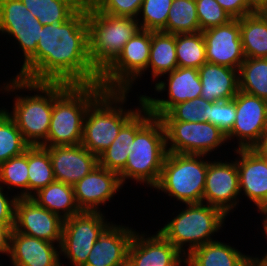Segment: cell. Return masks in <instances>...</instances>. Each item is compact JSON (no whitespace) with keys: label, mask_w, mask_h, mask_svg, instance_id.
<instances>
[{"label":"cell","mask_w":267,"mask_h":266,"mask_svg":"<svg viewBox=\"0 0 267 266\" xmlns=\"http://www.w3.org/2000/svg\"><path fill=\"white\" fill-rule=\"evenodd\" d=\"M238 79L240 91L267 100V58H245Z\"/></svg>","instance_id":"obj_32"},{"label":"cell","mask_w":267,"mask_h":266,"mask_svg":"<svg viewBox=\"0 0 267 266\" xmlns=\"http://www.w3.org/2000/svg\"><path fill=\"white\" fill-rule=\"evenodd\" d=\"M260 214H262V215H264L263 217V222H262V224H263V229H262V231H260V232H262V234H264L265 235V238H267V209H262V210H257ZM266 262H267V252L266 253H264V256L262 257Z\"/></svg>","instance_id":"obj_47"},{"label":"cell","mask_w":267,"mask_h":266,"mask_svg":"<svg viewBox=\"0 0 267 266\" xmlns=\"http://www.w3.org/2000/svg\"><path fill=\"white\" fill-rule=\"evenodd\" d=\"M12 77L2 85L0 84V91H3V94L14 92V104L10 112L5 107L2 108L14 120L24 140L30 146H41L47 139L50 126L53 110V83L31 82ZM21 90L31 93L34 91L36 94L19 95Z\"/></svg>","instance_id":"obj_3"},{"label":"cell","mask_w":267,"mask_h":266,"mask_svg":"<svg viewBox=\"0 0 267 266\" xmlns=\"http://www.w3.org/2000/svg\"><path fill=\"white\" fill-rule=\"evenodd\" d=\"M73 187L81 211H101L123 185L117 173L98 165Z\"/></svg>","instance_id":"obj_19"},{"label":"cell","mask_w":267,"mask_h":266,"mask_svg":"<svg viewBox=\"0 0 267 266\" xmlns=\"http://www.w3.org/2000/svg\"><path fill=\"white\" fill-rule=\"evenodd\" d=\"M200 31L195 0H173L164 33L186 34Z\"/></svg>","instance_id":"obj_33"},{"label":"cell","mask_w":267,"mask_h":266,"mask_svg":"<svg viewBox=\"0 0 267 266\" xmlns=\"http://www.w3.org/2000/svg\"><path fill=\"white\" fill-rule=\"evenodd\" d=\"M0 187L9 191L14 188L20 189L16 196L28 197V149L0 164Z\"/></svg>","instance_id":"obj_35"},{"label":"cell","mask_w":267,"mask_h":266,"mask_svg":"<svg viewBox=\"0 0 267 266\" xmlns=\"http://www.w3.org/2000/svg\"><path fill=\"white\" fill-rule=\"evenodd\" d=\"M6 193H4V188L0 187V225H14L15 205L18 197L16 193L14 196H8L7 191Z\"/></svg>","instance_id":"obj_42"},{"label":"cell","mask_w":267,"mask_h":266,"mask_svg":"<svg viewBox=\"0 0 267 266\" xmlns=\"http://www.w3.org/2000/svg\"><path fill=\"white\" fill-rule=\"evenodd\" d=\"M246 256L231 244L216 239L194 249L187 256V266H238Z\"/></svg>","instance_id":"obj_28"},{"label":"cell","mask_w":267,"mask_h":266,"mask_svg":"<svg viewBox=\"0 0 267 266\" xmlns=\"http://www.w3.org/2000/svg\"><path fill=\"white\" fill-rule=\"evenodd\" d=\"M56 181L74 185L98 166V157L81 144L45 147Z\"/></svg>","instance_id":"obj_21"},{"label":"cell","mask_w":267,"mask_h":266,"mask_svg":"<svg viewBox=\"0 0 267 266\" xmlns=\"http://www.w3.org/2000/svg\"><path fill=\"white\" fill-rule=\"evenodd\" d=\"M55 181L49 151L42 146L28 148V197Z\"/></svg>","instance_id":"obj_31"},{"label":"cell","mask_w":267,"mask_h":266,"mask_svg":"<svg viewBox=\"0 0 267 266\" xmlns=\"http://www.w3.org/2000/svg\"><path fill=\"white\" fill-rule=\"evenodd\" d=\"M236 117L233 99L208 104L207 122L217 126L226 135L232 130Z\"/></svg>","instance_id":"obj_40"},{"label":"cell","mask_w":267,"mask_h":266,"mask_svg":"<svg viewBox=\"0 0 267 266\" xmlns=\"http://www.w3.org/2000/svg\"><path fill=\"white\" fill-rule=\"evenodd\" d=\"M198 73L202 84L200 97L210 103L231 100L239 91L237 69L206 62Z\"/></svg>","instance_id":"obj_25"},{"label":"cell","mask_w":267,"mask_h":266,"mask_svg":"<svg viewBox=\"0 0 267 266\" xmlns=\"http://www.w3.org/2000/svg\"><path fill=\"white\" fill-rule=\"evenodd\" d=\"M63 222L59 215L41 207L30 197L16 201L13 228L16 232L61 245Z\"/></svg>","instance_id":"obj_16"},{"label":"cell","mask_w":267,"mask_h":266,"mask_svg":"<svg viewBox=\"0 0 267 266\" xmlns=\"http://www.w3.org/2000/svg\"><path fill=\"white\" fill-rule=\"evenodd\" d=\"M200 31L229 23L233 18L216 0H195Z\"/></svg>","instance_id":"obj_39"},{"label":"cell","mask_w":267,"mask_h":266,"mask_svg":"<svg viewBox=\"0 0 267 266\" xmlns=\"http://www.w3.org/2000/svg\"><path fill=\"white\" fill-rule=\"evenodd\" d=\"M172 2L173 0H143L136 18L140 28L153 32H163L166 29Z\"/></svg>","instance_id":"obj_37"},{"label":"cell","mask_w":267,"mask_h":266,"mask_svg":"<svg viewBox=\"0 0 267 266\" xmlns=\"http://www.w3.org/2000/svg\"><path fill=\"white\" fill-rule=\"evenodd\" d=\"M184 205L158 232L187 257L199 246L215 241L212 235L222 230L228 216L204 202Z\"/></svg>","instance_id":"obj_5"},{"label":"cell","mask_w":267,"mask_h":266,"mask_svg":"<svg viewBox=\"0 0 267 266\" xmlns=\"http://www.w3.org/2000/svg\"><path fill=\"white\" fill-rule=\"evenodd\" d=\"M143 0H92L90 4L100 12L115 17L136 19Z\"/></svg>","instance_id":"obj_41"},{"label":"cell","mask_w":267,"mask_h":266,"mask_svg":"<svg viewBox=\"0 0 267 266\" xmlns=\"http://www.w3.org/2000/svg\"><path fill=\"white\" fill-rule=\"evenodd\" d=\"M208 63L239 69L245 60L240 35V18L202 31Z\"/></svg>","instance_id":"obj_18"},{"label":"cell","mask_w":267,"mask_h":266,"mask_svg":"<svg viewBox=\"0 0 267 266\" xmlns=\"http://www.w3.org/2000/svg\"><path fill=\"white\" fill-rule=\"evenodd\" d=\"M252 149L262 158L267 159V130L262 134L260 140Z\"/></svg>","instance_id":"obj_45"},{"label":"cell","mask_w":267,"mask_h":266,"mask_svg":"<svg viewBox=\"0 0 267 266\" xmlns=\"http://www.w3.org/2000/svg\"><path fill=\"white\" fill-rule=\"evenodd\" d=\"M206 156L167 152L159 181L153 188L183 204L203 202Z\"/></svg>","instance_id":"obj_8"},{"label":"cell","mask_w":267,"mask_h":266,"mask_svg":"<svg viewBox=\"0 0 267 266\" xmlns=\"http://www.w3.org/2000/svg\"><path fill=\"white\" fill-rule=\"evenodd\" d=\"M168 76V77H165ZM166 80H158L155 84V92L164 93L167 91V98H157L142 95L144 106L154 117L160 118L166 114L174 105L187 100L200 97L202 84L198 69L189 67H177L172 72L165 74ZM167 81V82H166ZM167 88V89H166Z\"/></svg>","instance_id":"obj_13"},{"label":"cell","mask_w":267,"mask_h":266,"mask_svg":"<svg viewBox=\"0 0 267 266\" xmlns=\"http://www.w3.org/2000/svg\"><path fill=\"white\" fill-rule=\"evenodd\" d=\"M177 67L176 34L151 31L150 58L147 70H150L152 80H160L162 76L172 72Z\"/></svg>","instance_id":"obj_27"},{"label":"cell","mask_w":267,"mask_h":266,"mask_svg":"<svg viewBox=\"0 0 267 266\" xmlns=\"http://www.w3.org/2000/svg\"><path fill=\"white\" fill-rule=\"evenodd\" d=\"M87 3L67 21L43 25L36 54L16 78L68 85L99 84L100 73L88 51Z\"/></svg>","instance_id":"obj_1"},{"label":"cell","mask_w":267,"mask_h":266,"mask_svg":"<svg viewBox=\"0 0 267 266\" xmlns=\"http://www.w3.org/2000/svg\"><path fill=\"white\" fill-rule=\"evenodd\" d=\"M217 160V161H216ZM208 160L203 202L222 210L227 216L239 205L240 187L236 160Z\"/></svg>","instance_id":"obj_15"},{"label":"cell","mask_w":267,"mask_h":266,"mask_svg":"<svg viewBox=\"0 0 267 266\" xmlns=\"http://www.w3.org/2000/svg\"><path fill=\"white\" fill-rule=\"evenodd\" d=\"M42 25L67 21L82 5L80 0H21Z\"/></svg>","instance_id":"obj_30"},{"label":"cell","mask_w":267,"mask_h":266,"mask_svg":"<svg viewBox=\"0 0 267 266\" xmlns=\"http://www.w3.org/2000/svg\"><path fill=\"white\" fill-rule=\"evenodd\" d=\"M238 266H267V262L261 257L247 255Z\"/></svg>","instance_id":"obj_46"},{"label":"cell","mask_w":267,"mask_h":266,"mask_svg":"<svg viewBox=\"0 0 267 266\" xmlns=\"http://www.w3.org/2000/svg\"><path fill=\"white\" fill-rule=\"evenodd\" d=\"M153 117L143 106L121 129L111 145L98 156V165L118 175L124 170L136 133Z\"/></svg>","instance_id":"obj_24"},{"label":"cell","mask_w":267,"mask_h":266,"mask_svg":"<svg viewBox=\"0 0 267 266\" xmlns=\"http://www.w3.org/2000/svg\"><path fill=\"white\" fill-rule=\"evenodd\" d=\"M233 19L256 12L247 0H216Z\"/></svg>","instance_id":"obj_43"},{"label":"cell","mask_w":267,"mask_h":266,"mask_svg":"<svg viewBox=\"0 0 267 266\" xmlns=\"http://www.w3.org/2000/svg\"><path fill=\"white\" fill-rule=\"evenodd\" d=\"M29 147L14 120L0 108V164L21 155Z\"/></svg>","instance_id":"obj_36"},{"label":"cell","mask_w":267,"mask_h":266,"mask_svg":"<svg viewBox=\"0 0 267 266\" xmlns=\"http://www.w3.org/2000/svg\"><path fill=\"white\" fill-rule=\"evenodd\" d=\"M83 4L90 3L92 0H80Z\"/></svg>","instance_id":"obj_50"},{"label":"cell","mask_w":267,"mask_h":266,"mask_svg":"<svg viewBox=\"0 0 267 266\" xmlns=\"http://www.w3.org/2000/svg\"><path fill=\"white\" fill-rule=\"evenodd\" d=\"M209 103L203 97L180 102L162 115L160 119L162 121L207 122Z\"/></svg>","instance_id":"obj_38"},{"label":"cell","mask_w":267,"mask_h":266,"mask_svg":"<svg viewBox=\"0 0 267 266\" xmlns=\"http://www.w3.org/2000/svg\"><path fill=\"white\" fill-rule=\"evenodd\" d=\"M12 229L9 260L12 266H63L60 245ZM56 246V247H55Z\"/></svg>","instance_id":"obj_23"},{"label":"cell","mask_w":267,"mask_h":266,"mask_svg":"<svg viewBox=\"0 0 267 266\" xmlns=\"http://www.w3.org/2000/svg\"><path fill=\"white\" fill-rule=\"evenodd\" d=\"M30 198L63 220L81 212L75 200L74 187L61 181H53Z\"/></svg>","instance_id":"obj_26"},{"label":"cell","mask_w":267,"mask_h":266,"mask_svg":"<svg viewBox=\"0 0 267 266\" xmlns=\"http://www.w3.org/2000/svg\"><path fill=\"white\" fill-rule=\"evenodd\" d=\"M248 4L255 10L258 11L264 4L267 3V0H247Z\"/></svg>","instance_id":"obj_48"},{"label":"cell","mask_w":267,"mask_h":266,"mask_svg":"<svg viewBox=\"0 0 267 266\" xmlns=\"http://www.w3.org/2000/svg\"><path fill=\"white\" fill-rule=\"evenodd\" d=\"M14 225H0V254L9 256L10 236Z\"/></svg>","instance_id":"obj_44"},{"label":"cell","mask_w":267,"mask_h":266,"mask_svg":"<svg viewBox=\"0 0 267 266\" xmlns=\"http://www.w3.org/2000/svg\"><path fill=\"white\" fill-rule=\"evenodd\" d=\"M135 231L112 222L94 243L84 266L127 265L128 249Z\"/></svg>","instance_id":"obj_22"},{"label":"cell","mask_w":267,"mask_h":266,"mask_svg":"<svg viewBox=\"0 0 267 266\" xmlns=\"http://www.w3.org/2000/svg\"><path fill=\"white\" fill-rule=\"evenodd\" d=\"M127 91H104L88 108L84 122L81 145L97 157L118 136L120 129L144 106L142 94L139 106L125 109Z\"/></svg>","instance_id":"obj_4"},{"label":"cell","mask_w":267,"mask_h":266,"mask_svg":"<svg viewBox=\"0 0 267 266\" xmlns=\"http://www.w3.org/2000/svg\"><path fill=\"white\" fill-rule=\"evenodd\" d=\"M258 12L261 14V16L267 21V3L264 4Z\"/></svg>","instance_id":"obj_49"},{"label":"cell","mask_w":267,"mask_h":266,"mask_svg":"<svg viewBox=\"0 0 267 266\" xmlns=\"http://www.w3.org/2000/svg\"><path fill=\"white\" fill-rule=\"evenodd\" d=\"M100 84L53 83V110L42 147L81 144L83 122L89 106L104 92Z\"/></svg>","instance_id":"obj_2"},{"label":"cell","mask_w":267,"mask_h":266,"mask_svg":"<svg viewBox=\"0 0 267 266\" xmlns=\"http://www.w3.org/2000/svg\"><path fill=\"white\" fill-rule=\"evenodd\" d=\"M166 154L163 122L153 116L135 135L132 151L128 153L125 168L119 174L121 184L133 180L153 189L159 181Z\"/></svg>","instance_id":"obj_7"},{"label":"cell","mask_w":267,"mask_h":266,"mask_svg":"<svg viewBox=\"0 0 267 266\" xmlns=\"http://www.w3.org/2000/svg\"><path fill=\"white\" fill-rule=\"evenodd\" d=\"M127 265L187 266V257L158 231L150 236L135 231L128 249Z\"/></svg>","instance_id":"obj_17"},{"label":"cell","mask_w":267,"mask_h":266,"mask_svg":"<svg viewBox=\"0 0 267 266\" xmlns=\"http://www.w3.org/2000/svg\"><path fill=\"white\" fill-rule=\"evenodd\" d=\"M43 25L21 0H0V33L15 39L24 66L35 54Z\"/></svg>","instance_id":"obj_12"},{"label":"cell","mask_w":267,"mask_h":266,"mask_svg":"<svg viewBox=\"0 0 267 266\" xmlns=\"http://www.w3.org/2000/svg\"><path fill=\"white\" fill-rule=\"evenodd\" d=\"M151 48V31L140 29L125 44L117 58L100 74L105 91L131 92L133 84L147 71ZM135 82V83H134Z\"/></svg>","instance_id":"obj_9"},{"label":"cell","mask_w":267,"mask_h":266,"mask_svg":"<svg viewBox=\"0 0 267 266\" xmlns=\"http://www.w3.org/2000/svg\"><path fill=\"white\" fill-rule=\"evenodd\" d=\"M88 51L90 62L101 74L141 28L130 17H115L87 3Z\"/></svg>","instance_id":"obj_6"},{"label":"cell","mask_w":267,"mask_h":266,"mask_svg":"<svg viewBox=\"0 0 267 266\" xmlns=\"http://www.w3.org/2000/svg\"><path fill=\"white\" fill-rule=\"evenodd\" d=\"M102 211H81L63 222L60 255L73 266H84L103 231L112 223Z\"/></svg>","instance_id":"obj_10"},{"label":"cell","mask_w":267,"mask_h":266,"mask_svg":"<svg viewBox=\"0 0 267 266\" xmlns=\"http://www.w3.org/2000/svg\"><path fill=\"white\" fill-rule=\"evenodd\" d=\"M233 100L236 117L232 130L226 135L227 142L236 138L235 149H252L267 130V100L240 90Z\"/></svg>","instance_id":"obj_14"},{"label":"cell","mask_w":267,"mask_h":266,"mask_svg":"<svg viewBox=\"0 0 267 266\" xmlns=\"http://www.w3.org/2000/svg\"><path fill=\"white\" fill-rule=\"evenodd\" d=\"M162 122L166 133L167 152L202 154L208 157L212 151L227 143L226 134L210 122Z\"/></svg>","instance_id":"obj_11"},{"label":"cell","mask_w":267,"mask_h":266,"mask_svg":"<svg viewBox=\"0 0 267 266\" xmlns=\"http://www.w3.org/2000/svg\"><path fill=\"white\" fill-rule=\"evenodd\" d=\"M176 57L178 67L199 69L206 59L205 39L201 31L176 34Z\"/></svg>","instance_id":"obj_34"},{"label":"cell","mask_w":267,"mask_h":266,"mask_svg":"<svg viewBox=\"0 0 267 266\" xmlns=\"http://www.w3.org/2000/svg\"><path fill=\"white\" fill-rule=\"evenodd\" d=\"M245 58H267V21L256 11L240 18Z\"/></svg>","instance_id":"obj_29"},{"label":"cell","mask_w":267,"mask_h":266,"mask_svg":"<svg viewBox=\"0 0 267 266\" xmlns=\"http://www.w3.org/2000/svg\"><path fill=\"white\" fill-rule=\"evenodd\" d=\"M240 194L247 197L258 210L267 209V159L253 149H234ZM243 191V192H242Z\"/></svg>","instance_id":"obj_20"}]
</instances>
